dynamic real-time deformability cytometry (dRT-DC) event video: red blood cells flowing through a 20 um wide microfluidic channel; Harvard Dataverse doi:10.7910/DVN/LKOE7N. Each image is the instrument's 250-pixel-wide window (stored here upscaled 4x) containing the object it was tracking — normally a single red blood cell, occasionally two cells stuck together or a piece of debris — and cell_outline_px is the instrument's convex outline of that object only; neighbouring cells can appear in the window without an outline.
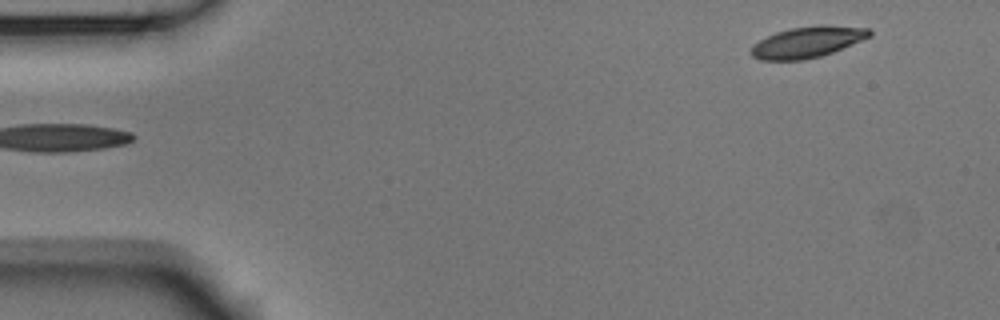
{"species": "Egyptian fruit bat (a non-hibernating species)", "species_latin": "Rousettus aegyptiacus", "temperature_condition": "room temperature", "stored_images_in_passage": 5, "segment_of_instrument_passage": [2, 2], "camera_frame_rate_fps": 3000, "um_per_image_px": 0.085, "animal": {"sex": "male"}, "frame": {"image": 1, "passage_image": 5, "time_ms": 1.333, "image_size_px": [1000, 320], "cell_outline_px": [[872, 36], [832, 52], [820, 56], [800, 60], [760, 60], [752, 56], [748, 52], [752, 44], [776, 32], [792, 28], [820, 24], [824, 24], [868, 28], [872, 32]], "centroid_in_image_um": [68.61, 3.57], "position_along_channel_um": 16.4, "area_um2": 21.5}}